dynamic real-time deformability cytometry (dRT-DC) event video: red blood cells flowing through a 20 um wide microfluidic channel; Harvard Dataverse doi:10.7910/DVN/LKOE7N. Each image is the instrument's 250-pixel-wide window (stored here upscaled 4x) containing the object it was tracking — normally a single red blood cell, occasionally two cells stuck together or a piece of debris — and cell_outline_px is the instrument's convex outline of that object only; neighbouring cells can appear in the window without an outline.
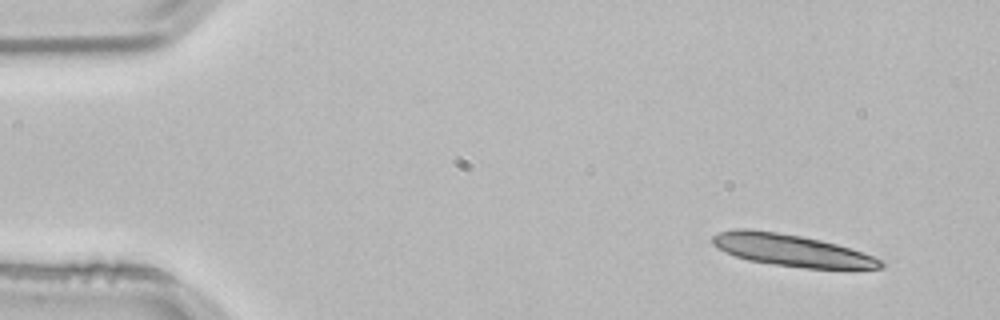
{"species": "common noctule bat (a hibernating species)", "species_latin": "Nyctalus noctula", "temperature_condition": "room temperature", "stored_images_in_passage": 50, "camera_frame_rate_fps": 3000, "um_per_image_px": 0.085, "animal": {"sex": "male", "body_mass_g": 21.5, "forearm_length_mm": 52.0}, "frame": {"image": 1, "passage_image": 1, "time_ms": 0.0, "image_size_px": [1000, 320], "cell_outline_px": [[884, 268], [804, 268], [772, 264], [748, 260], [724, 252], [716, 248], [712, 244], [712, 236], [720, 232], [736, 228], [748, 228], [776, 232], [800, 236], [820, 240], [836, 244], [884, 260]], "centroid_in_image_um": [67.22, 21.27], "position_along_channel_um": 17.8, "area_um2": 31.04}}
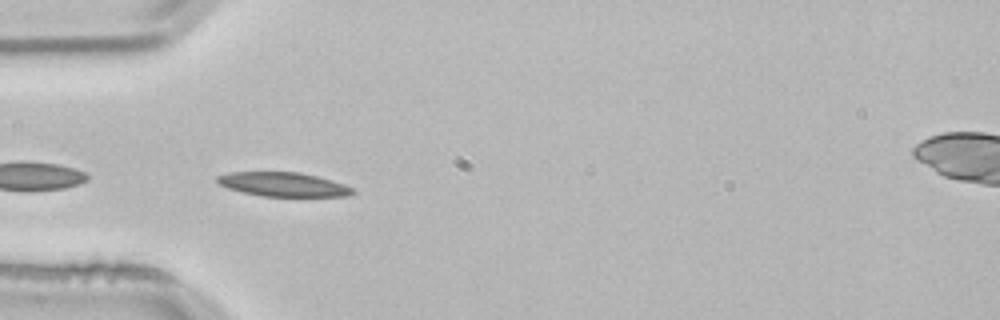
{"frame": {"image": 2, "passage_image": 13, "time_ms": 4.0, "image_size_px": [1000, 320], "cell_outline_px": [[356, 192], [348, 196], [260, 196], [228, 188], [220, 184], [216, 180], [216, 176], [228, 172], [300, 172], [332, 180], [344, 184], [352, 188]], "centroid_in_image_um": [24.07, 15.67], "position_along_channel_um": 60.9, "area_um2": 18.96}}
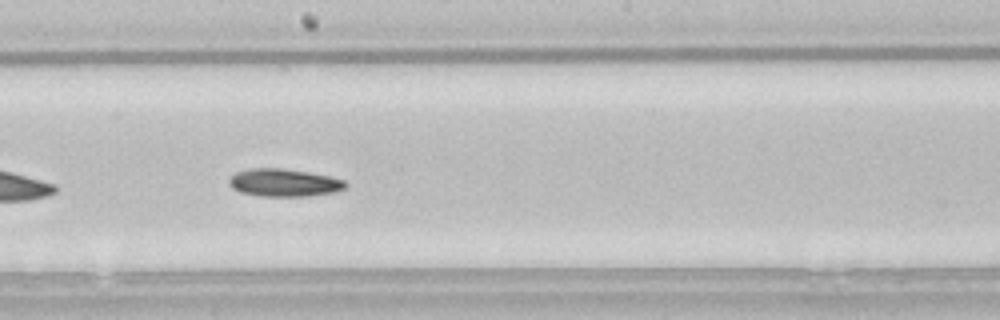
{"frame": {"image": 3, "passage_image": 26, "time_ms": 8.333, "image_size_px": [1000, 320], "cell_outline_px": [[348, 184], [344, 188], [336, 192], [308, 196], [260, 196], [240, 192], [232, 188], [228, 184], [228, 176], [236, 172], [248, 168], [280, 168], [308, 172], [328, 176], [344, 180]], "centroid_in_image_um": [24.09, 15.52], "position_along_channel_um": 224.1, "area_um2": 18.96}, "authors_computed_cell_mechanics": {"area_um2": 18.8428, "velocity_mm_per_s": 3.8142, "shape_relaxation_time_tau1_ms": 6.6843, "shape_relaxation_time_tau2_ms": null, "deformation_change_tau1": 0.1124, "deformation_change_tau2": null}}